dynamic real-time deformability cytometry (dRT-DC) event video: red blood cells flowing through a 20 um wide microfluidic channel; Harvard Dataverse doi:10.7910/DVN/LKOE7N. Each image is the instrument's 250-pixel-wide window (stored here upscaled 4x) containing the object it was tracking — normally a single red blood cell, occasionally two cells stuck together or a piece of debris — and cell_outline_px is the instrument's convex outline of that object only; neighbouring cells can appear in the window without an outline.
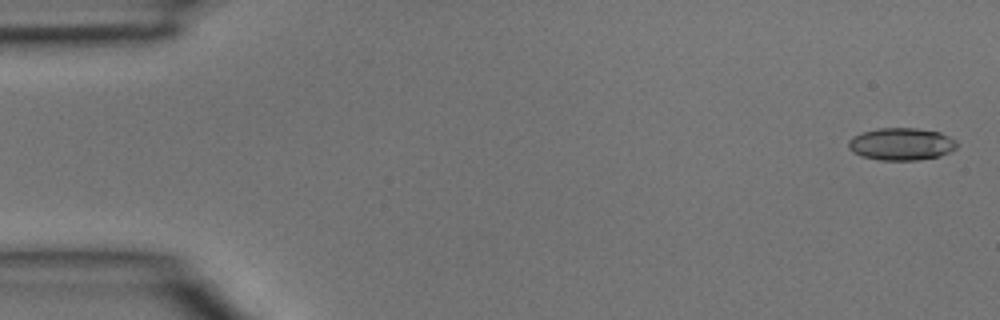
{"species": "common noctule bat (a hibernating species)", "species_latin": "Nyctalus noctula", "temperature_condition": "room temperature", "stored_images_in_passage": 4, "camera_frame_rate_fps": 3000, "um_per_image_px": 0.085, "animal": {"sex": "male", "body_mass_g": 15.6}, "frame": {"image": 1, "passage_image": 1, "time_ms": 0.0, "image_size_px": [1000, 320], "cell_outline_px": [[956, 148], [940, 156], [916, 160], [880, 160], [864, 156], [852, 152], [848, 148], [848, 140], [852, 136], [860, 132], [876, 128], [916, 128], [940, 132], [956, 140]], "centroid_in_image_um": [76.58, 12.23], "position_along_channel_um": 8.4, "area_um2": 20.52}}
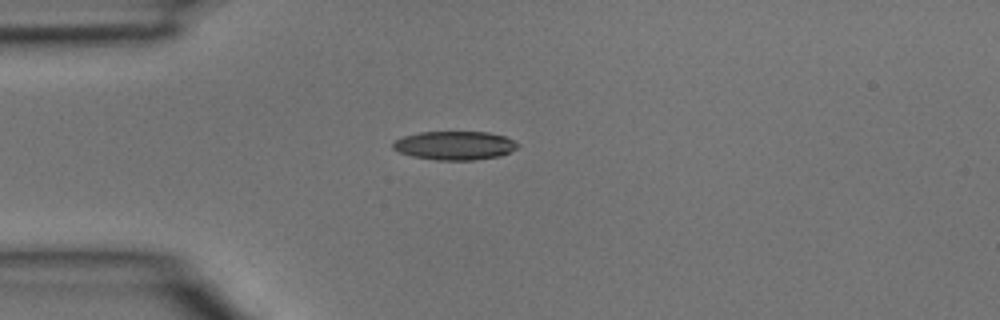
{"frame": {"image": 2, "passage_image": 4, "time_ms": 1.0, "image_size_px": [1000, 320], "cell_outline_px": [[520, 144], [516, 148], [500, 156], [472, 160], [436, 160], [412, 156], [400, 152], [392, 148], [392, 144], [396, 140], [404, 136], [420, 132], [488, 132], [504, 136]], "centroid_in_image_um": [38.64, 12.37], "position_along_channel_um": 46.4, "area_um2": 20.69}}